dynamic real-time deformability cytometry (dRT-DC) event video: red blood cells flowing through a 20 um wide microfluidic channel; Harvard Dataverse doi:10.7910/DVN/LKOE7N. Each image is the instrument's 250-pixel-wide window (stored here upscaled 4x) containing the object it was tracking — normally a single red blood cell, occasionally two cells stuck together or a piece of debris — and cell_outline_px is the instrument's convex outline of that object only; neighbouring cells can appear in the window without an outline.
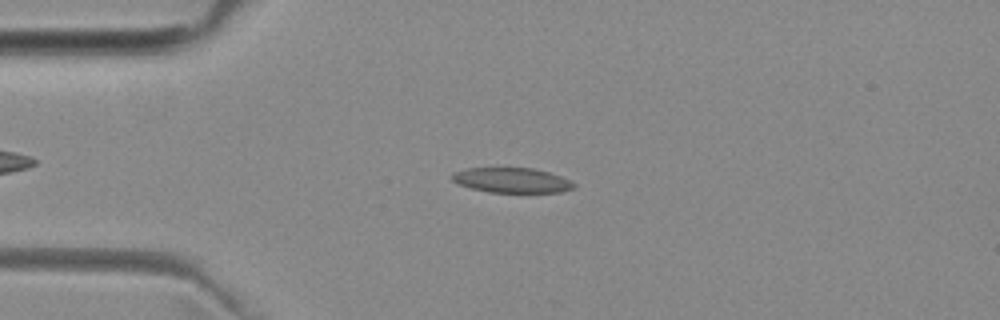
{"species": "common noctule bat (a hibernating species)", "species_latin": "Nyctalus noctula", "temperature_condition": "room temperature", "stored_images_in_passage": 3, "camera_frame_rate_fps": 3000, "um_per_image_px": 0.085, "animal": {"sex": "female", "body_mass_g": 29.2, "forearm_length_mm": 56.3}, "frame": {"image": 1, "passage_image": 1, "time_ms": 0.0, "image_size_px": [1000, 320], "cell_outline_px": [[576, 188], [560, 192], [488, 192], [472, 188], [460, 184], [452, 180], [448, 176], [452, 172], [468, 168], [532, 168], [548, 172], [560, 176], [576, 184]], "centroid_in_image_um": [43.48, 15.32], "position_along_channel_um": 41.5, "area_um2": 17.69}}
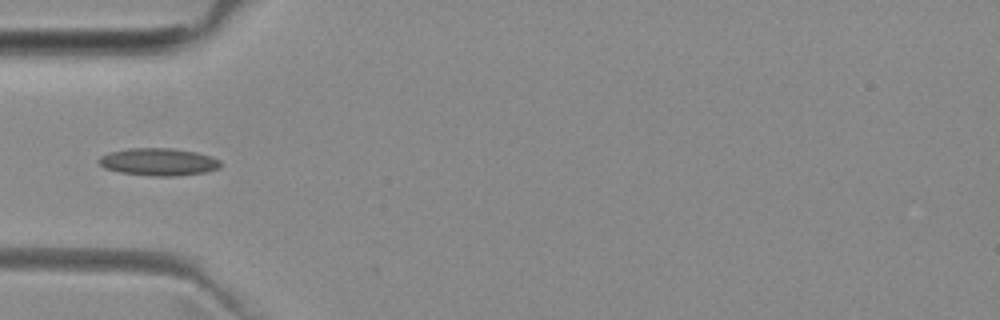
{"frame": {"image": 2, "passage_image": 2, "time_ms": 1.333, "image_size_px": [1000, 320], "cell_outline_px": [[224, 164], [220, 168], [204, 172], [176, 176], [156, 176], [120, 172], [104, 168], [96, 160], [100, 156], [108, 152], [128, 148], [172, 148], [196, 152], [212, 156], [220, 160]], "centroid_in_image_um": [13.49, 13.75], "position_along_channel_um": 71.5, "area_um2": 19.65}}